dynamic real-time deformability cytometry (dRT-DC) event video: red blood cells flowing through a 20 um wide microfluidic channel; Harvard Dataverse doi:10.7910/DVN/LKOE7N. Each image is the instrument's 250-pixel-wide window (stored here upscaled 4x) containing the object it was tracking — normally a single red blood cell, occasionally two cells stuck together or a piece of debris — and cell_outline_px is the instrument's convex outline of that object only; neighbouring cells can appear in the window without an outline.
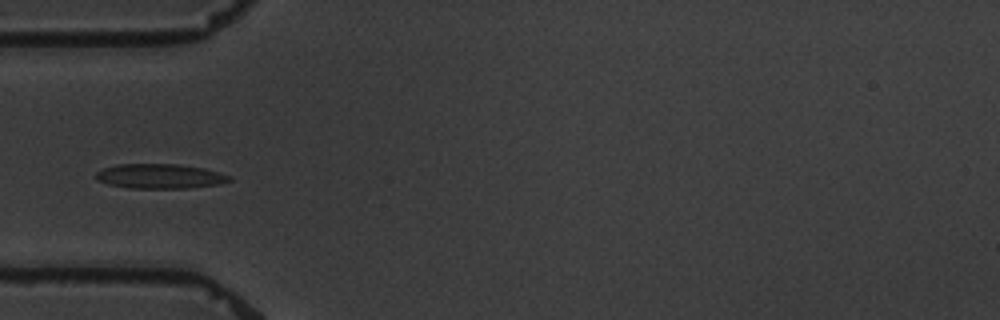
{"species": "common noctule bat (a hibernating species)", "species_latin": "Nyctalus noctula", "temperature_condition": "warm", "stored_images_in_passage": 10, "camera_frame_rate_fps": 3000, "um_per_image_px": 0.085, "animal": {"sex": "male", "body_mass_g": 19.5, "forearm_length_mm": 54.6}, "frame": {"image": 1, "passage_image": 5, "time_ms": 4.667, "image_size_px": [1000, 320], "cell_outline_px": [[232, 180], [220, 184], [188, 188], [128, 188], [108, 184], [96, 180], [96, 172], [104, 168], [116, 164], [180, 164], [204, 168], [232, 176]], "centroid_in_image_um": [13.6, 14.98], "position_along_channel_um": 71.4, "area_um2": 19.31}}
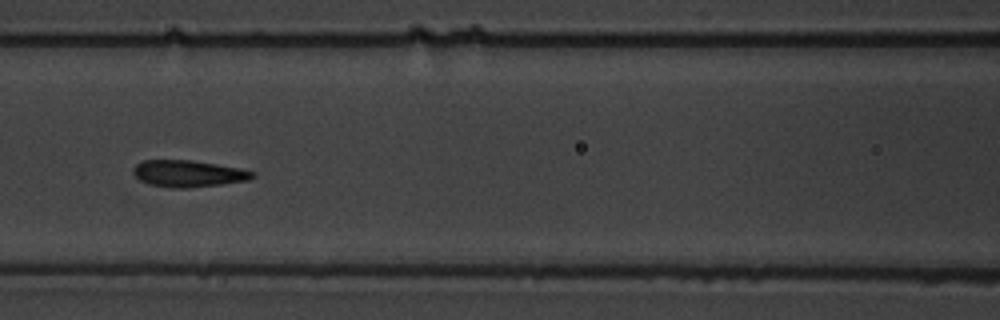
{"frame": {"image": 2, "passage_image": 7, "time_ms": 7.0, "image_size_px": [1000, 320], "cell_outline_px": [[256, 176], [248, 180], [220, 184], [188, 188], [172, 188], [152, 184], [140, 180], [132, 172], [132, 168], [136, 164], [144, 160], [192, 160], [240, 168], [256, 172]], "centroid_in_image_um": [16.02, 14.75], "position_along_channel_um": 150.6, "area_um2": 18.5}}
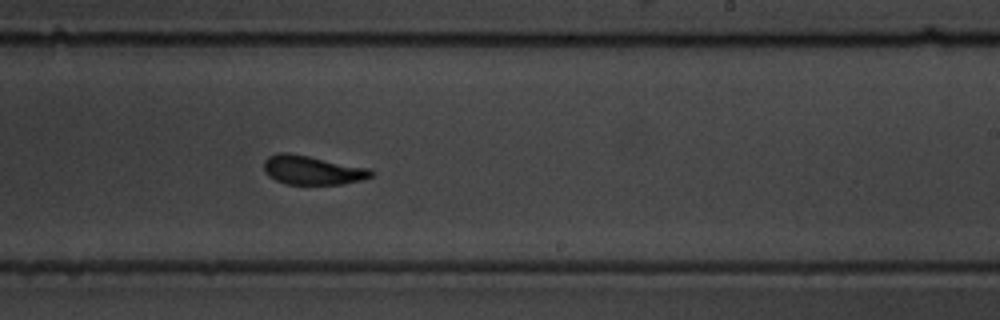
{"frame": {"image": 3, "passage_image": 10, "time_ms": 10.333, "image_size_px": [1000, 320], "cell_outline_px": [[372, 176], [360, 180], [340, 184], [284, 184], [268, 176], [264, 172], [264, 160], [268, 156], [280, 152], [288, 152], [372, 168]], "centroid_in_image_um": [26.52, 14.45], "position_along_channel_um": 262.5, "area_um2": 18.21}}